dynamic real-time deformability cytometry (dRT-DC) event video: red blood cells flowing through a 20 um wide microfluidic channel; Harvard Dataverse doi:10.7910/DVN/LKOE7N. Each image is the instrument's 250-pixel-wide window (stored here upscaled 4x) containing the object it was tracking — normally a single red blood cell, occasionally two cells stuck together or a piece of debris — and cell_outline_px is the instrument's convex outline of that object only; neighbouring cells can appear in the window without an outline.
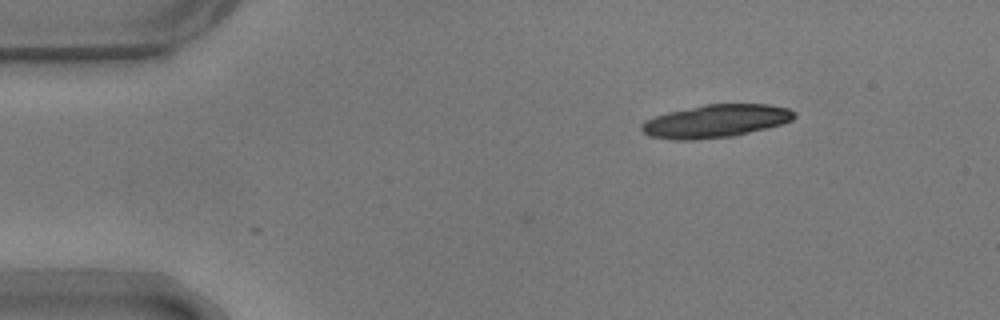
{"species": "common noctule bat (a hibernating species)", "species_latin": "Nyctalus noctula", "temperature_condition": "warm", "stored_images_in_passage": 3, "camera_frame_rate_fps": 3000, "um_per_image_px": 0.085, "animal": {"sex": "male", "body_mass_g": 17.9}, "frame": {"image": 1, "passage_image": 1, "time_ms": 0.0, "image_size_px": [1000, 320], "cell_outline_px": [[796, 116], [792, 120], [780, 124], [732, 136], [692, 140], [676, 140], [648, 136], [640, 132], [640, 124], [644, 120], [668, 112], [704, 104], [768, 104], [788, 108], [796, 112]], "centroid_in_image_um": [60.78, 10.29], "position_along_channel_um": 24.2, "area_um2": 29.3}}